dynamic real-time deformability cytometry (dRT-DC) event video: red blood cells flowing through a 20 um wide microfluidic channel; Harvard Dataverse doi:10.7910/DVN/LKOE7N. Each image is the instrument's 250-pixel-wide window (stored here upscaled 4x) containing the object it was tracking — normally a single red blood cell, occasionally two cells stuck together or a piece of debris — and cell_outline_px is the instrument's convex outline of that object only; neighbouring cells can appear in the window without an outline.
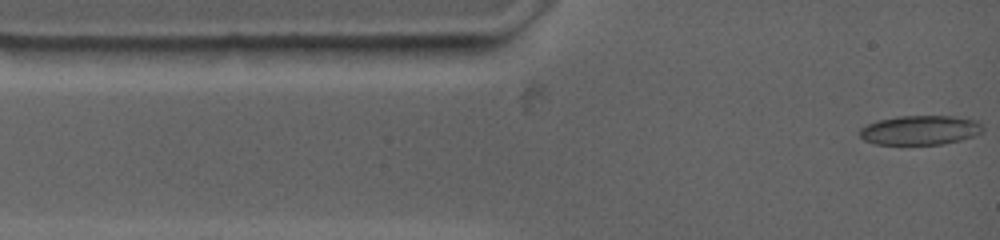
{"species": "common noctule bat (a hibernating species)", "species_latin": "Nyctalus noctula", "temperature_condition": "warm", "stored_images_in_passage": 14, "camera_frame_rate_fps": 4500, "um_per_image_px": 0.085, "animal": {"sex": "female", "body_mass_g": 19.0, "forearm_length_mm": 53.3}, "frame": {"image": 1, "passage_image": 1, "time_ms": 0.0, "image_size_px": [1000, 240], "cell_outline_px": [[984, 128], [980, 132], [972, 136], [960, 140], [944, 144], [876, 144], [864, 140], [860, 136], [860, 128], [876, 120], [900, 116], [952, 116], [976, 120]], "centroid_in_image_um": [78.19, 11.06], "position_along_channel_um": 6.8, "area_um2": 20.92}}
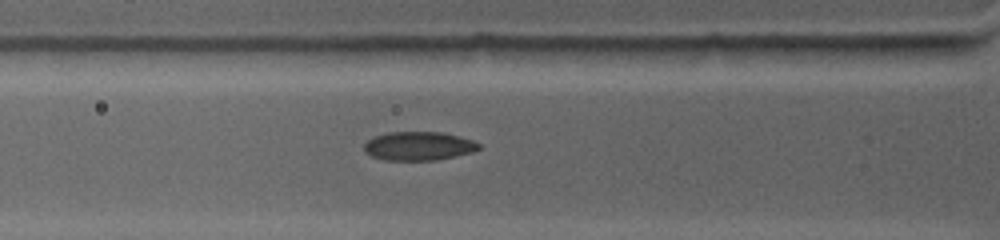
{"frame": {"image": 2, "passage_image": 7, "time_ms": 3.333, "image_size_px": [1000, 240], "cell_outline_px": [[480, 148], [472, 152], [436, 160], [384, 160], [372, 156], [364, 152], [364, 144], [372, 136], [388, 132], [444, 132], [472, 140], [480, 144]], "centroid_in_image_um": [35.55, 12.4], "position_along_channel_um": 90.3, "area_um2": 19.25}}
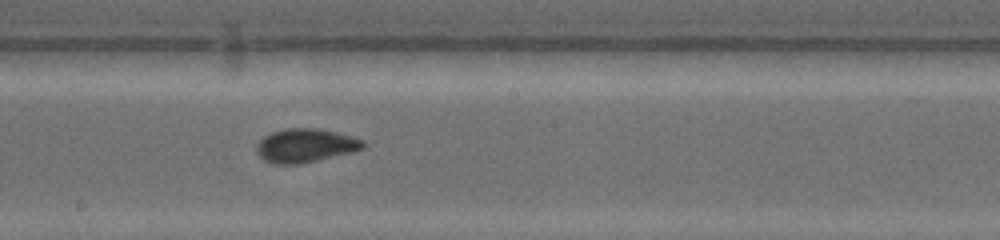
{"frame": {"image": 3, "passage_image": 14, "time_ms": 6.889, "image_size_px": [1000, 240], "cell_outline_px": [[364, 148], [352, 152], [300, 164], [272, 164], [264, 160], [256, 152], [256, 144], [264, 136], [272, 132], [284, 128], [316, 128], [336, 132], [364, 140]], "centroid_in_image_um": [25.93, 12.37], "position_along_channel_um": 222.3, "area_um2": 20.92}}